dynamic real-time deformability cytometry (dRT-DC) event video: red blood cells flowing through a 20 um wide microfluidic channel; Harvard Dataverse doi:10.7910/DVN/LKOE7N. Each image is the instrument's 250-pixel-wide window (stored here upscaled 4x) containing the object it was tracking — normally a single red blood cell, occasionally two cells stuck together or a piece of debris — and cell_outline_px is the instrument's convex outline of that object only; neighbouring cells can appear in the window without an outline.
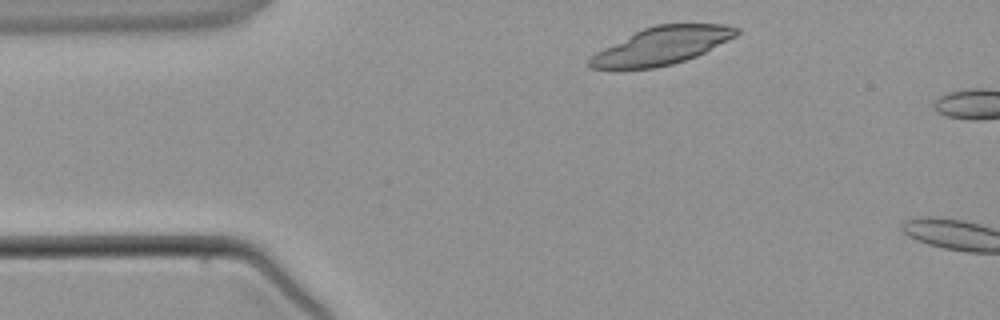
{"species": "common noctule bat (a hibernating species)", "species_latin": "Nyctalus noctula", "temperature_condition": "warm", "stored_images_in_passage": 2, "camera_frame_rate_fps": 3000, "um_per_image_px": 0.085, "animal": {"sex": "male", "body_mass_g": 21.5, "forearm_length_mm": 52.0}, "frame": {"image": 1, "passage_image": 1, "time_ms": 0.0, "image_size_px": [1000, 320], "cell_outline_px": [[740, 32], [736, 36], [696, 56], [672, 64], [652, 68], [592, 68], [588, 64], [588, 60], [596, 52], [644, 28], [656, 24], [724, 24], [740, 28]], "centroid_in_image_um": [56.3, 3.87], "position_along_channel_um": 28.7, "area_um2": 31.44}}